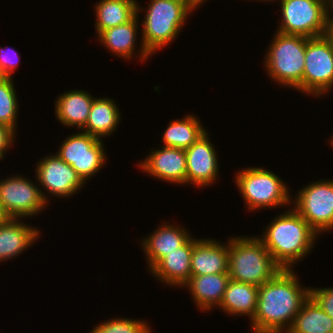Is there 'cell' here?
I'll return each mask as SVG.
<instances>
[{
    "label": "cell",
    "instance_id": "6da1fadb",
    "mask_svg": "<svg viewBox=\"0 0 333 333\" xmlns=\"http://www.w3.org/2000/svg\"><path fill=\"white\" fill-rule=\"evenodd\" d=\"M300 285L294 269H281L259 286L256 312L249 320L252 332L287 333L310 296V287Z\"/></svg>",
    "mask_w": 333,
    "mask_h": 333
},
{
    "label": "cell",
    "instance_id": "7a4b0ae2",
    "mask_svg": "<svg viewBox=\"0 0 333 333\" xmlns=\"http://www.w3.org/2000/svg\"><path fill=\"white\" fill-rule=\"evenodd\" d=\"M259 236L282 269H292L315 247L317 233L292 208L273 218Z\"/></svg>",
    "mask_w": 333,
    "mask_h": 333
},
{
    "label": "cell",
    "instance_id": "3957f363",
    "mask_svg": "<svg viewBox=\"0 0 333 333\" xmlns=\"http://www.w3.org/2000/svg\"><path fill=\"white\" fill-rule=\"evenodd\" d=\"M197 9L189 0H150L142 25L139 59L146 61L177 38L188 15Z\"/></svg>",
    "mask_w": 333,
    "mask_h": 333
},
{
    "label": "cell",
    "instance_id": "277c9868",
    "mask_svg": "<svg viewBox=\"0 0 333 333\" xmlns=\"http://www.w3.org/2000/svg\"><path fill=\"white\" fill-rule=\"evenodd\" d=\"M227 241L231 280L261 286L282 269L258 236L232 237Z\"/></svg>",
    "mask_w": 333,
    "mask_h": 333
},
{
    "label": "cell",
    "instance_id": "5b68a950",
    "mask_svg": "<svg viewBox=\"0 0 333 333\" xmlns=\"http://www.w3.org/2000/svg\"><path fill=\"white\" fill-rule=\"evenodd\" d=\"M264 57L265 71L278 84L303 92L306 41L308 37L278 31Z\"/></svg>",
    "mask_w": 333,
    "mask_h": 333
},
{
    "label": "cell",
    "instance_id": "8992f818",
    "mask_svg": "<svg viewBox=\"0 0 333 333\" xmlns=\"http://www.w3.org/2000/svg\"><path fill=\"white\" fill-rule=\"evenodd\" d=\"M235 177L236 186L250 211L283 207L291 203V198L293 200L286 183L270 170L261 167L243 168Z\"/></svg>",
    "mask_w": 333,
    "mask_h": 333
},
{
    "label": "cell",
    "instance_id": "52a82bcc",
    "mask_svg": "<svg viewBox=\"0 0 333 333\" xmlns=\"http://www.w3.org/2000/svg\"><path fill=\"white\" fill-rule=\"evenodd\" d=\"M280 4L282 20L276 31L308 38L326 34L333 13L330 0H281Z\"/></svg>",
    "mask_w": 333,
    "mask_h": 333
},
{
    "label": "cell",
    "instance_id": "ba28073f",
    "mask_svg": "<svg viewBox=\"0 0 333 333\" xmlns=\"http://www.w3.org/2000/svg\"><path fill=\"white\" fill-rule=\"evenodd\" d=\"M304 187L298 191L292 208L320 236L321 232L333 229V179L315 181Z\"/></svg>",
    "mask_w": 333,
    "mask_h": 333
},
{
    "label": "cell",
    "instance_id": "9c48e42d",
    "mask_svg": "<svg viewBox=\"0 0 333 333\" xmlns=\"http://www.w3.org/2000/svg\"><path fill=\"white\" fill-rule=\"evenodd\" d=\"M46 195L37 184L22 175L0 180V203L9 218L22 219L43 212L49 204Z\"/></svg>",
    "mask_w": 333,
    "mask_h": 333
},
{
    "label": "cell",
    "instance_id": "30bf717a",
    "mask_svg": "<svg viewBox=\"0 0 333 333\" xmlns=\"http://www.w3.org/2000/svg\"><path fill=\"white\" fill-rule=\"evenodd\" d=\"M333 88V46L324 36L306 41L303 93L323 96Z\"/></svg>",
    "mask_w": 333,
    "mask_h": 333
},
{
    "label": "cell",
    "instance_id": "8fae6325",
    "mask_svg": "<svg viewBox=\"0 0 333 333\" xmlns=\"http://www.w3.org/2000/svg\"><path fill=\"white\" fill-rule=\"evenodd\" d=\"M103 144V140L82 131L63 140L56 154L72 166L86 183L106 163L107 155Z\"/></svg>",
    "mask_w": 333,
    "mask_h": 333
},
{
    "label": "cell",
    "instance_id": "7c38bea8",
    "mask_svg": "<svg viewBox=\"0 0 333 333\" xmlns=\"http://www.w3.org/2000/svg\"><path fill=\"white\" fill-rule=\"evenodd\" d=\"M36 165L35 178L39 186L53 197L68 198L82 189L85 182L75 169L63 161L57 154H49Z\"/></svg>",
    "mask_w": 333,
    "mask_h": 333
},
{
    "label": "cell",
    "instance_id": "4fadbf2b",
    "mask_svg": "<svg viewBox=\"0 0 333 333\" xmlns=\"http://www.w3.org/2000/svg\"><path fill=\"white\" fill-rule=\"evenodd\" d=\"M208 132L203 134L189 148L186 153V184L190 183L196 187L212 185L218 177V155L214 144L209 140Z\"/></svg>",
    "mask_w": 333,
    "mask_h": 333
},
{
    "label": "cell",
    "instance_id": "5bb4252c",
    "mask_svg": "<svg viewBox=\"0 0 333 333\" xmlns=\"http://www.w3.org/2000/svg\"><path fill=\"white\" fill-rule=\"evenodd\" d=\"M138 166L142 171L156 179L175 184H186V153L184 149L174 147L158 148L150 151Z\"/></svg>",
    "mask_w": 333,
    "mask_h": 333
},
{
    "label": "cell",
    "instance_id": "9a60e30c",
    "mask_svg": "<svg viewBox=\"0 0 333 333\" xmlns=\"http://www.w3.org/2000/svg\"><path fill=\"white\" fill-rule=\"evenodd\" d=\"M228 243L193 238L191 276L228 273Z\"/></svg>",
    "mask_w": 333,
    "mask_h": 333
},
{
    "label": "cell",
    "instance_id": "2e32d148",
    "mask_svg": "<svg viewBox=\"0 0 333 333\" xmlns=\"http://www.w3.org/2000/svg\"><path fill=\"white\" fill-rule=\"evenodd\" d=\"M193 238L183 246L167 253L149 271L162 283L170 286L183 287L191 276V255Z\"/></svg>",
    "mask_w": 333,
    "mask_h": 333
},
{
    "label": "cell",
    "instance_id": "e0dca14e",
    "mask_svg": "<svg viewBox=\"0 0 333 333\" xmlns=\"http://www.w3.org/2000/svg\"><path fill=\"white\" fill-rule=\"evenodd\" d=\"M147 236L144 237L140 245L143 247L149 269L167 253L175 251L191 238L184 227L169 223H162L159 228Z\"/></svg>",
    "mask_w": 333,
    "mask_h": 333
},
{
    "label": "cell",
    "instance_id": "ac0fdd59",
    "mask_svg": "<svg viewBox=\"0 0 333 333\" xmlns=\"http://www.w3.org/2000/svg\"><path fill=\"white\" fill-rule=\"evenodd\" d=\"M19 220L23 219L10 218L0 225V262L22 254L39 239L41 232L35 226Z\"/></svg>",
    "mask_w": 333,
    "mask_h": 333
},
{
    "label": "cell",
    "instance_id": "d6986e66",
    "mask_svg": "<svg viewBox=\"0 0 333 333\" xmlns=\"http://www.w3.org/2000/svg\"><path fill=\"white\" fill-rule=\"evenodd\" d=\"M229 280L228 273L190 276L183 287L189 289L196 307L205 312L220 305Z\"/></svg>",
    "mask_w": 333,
    "mask_h": 333
},
{
    "label": "cell",
    "instance_id": "ffe728a7",
    "mask_svg": "<svg viewBox=\"0 0 333 333\" xmlns=\"http://www.w3.org/2000/svg\"><path fill=\"white\" fill-rule=\"evenodd\" d=\"M95 97L83 90H70L57 97L55 115L63 126L83 129Z\"/></svg>",
    "mask_w": 333,
    "mask_h": 333
},
{
    "label": "cell",
    "instance_id": "44dd1931",
    "mask_svg": "<svg viewBox=\"0 0 333 333\" xmlns=\"http://www.w3.org/2000/svg\"><path fill=\"white\" fill-rule=\"evenodd\" d=\"M137 4V15L129 22L115 26L110 29L102 30L97 39L112 54L119 56L125 60L131 59L136 54V42L139 26V12L145 8ZM140 10V11H139Z\"/></svg>",
    "mask_w": 333,
    "mask_h": 333
},
{
    "label": "cell",
    "instance_id": "7402d4cb",
    "mask_svg": "<svg viewBox=\"0 0 333 333\" xmlns=\"http://www.w3.org/2000/svg\"><path fill=\"white\" fill-rule=\"evenodd\" d=\"M259 286L229 280L222 301L218 306L229 316H249L253 318L257 308Z\"/></svg>",
    "mask_w": 333,
    "mask_h": 333
},
{
    "label": "cell",
    "instance_id": "603a6c76",
    "mask_svg": "<svg viewBox=\"0 0 333 333\" xmlns=\"http://www.w3.org/2000/svg\"><path fill=\"white\" fill-rule=\"evenodd\" d=\"M111 98H94L92 107L82 129L98 139L105 138L115 132L121 120L120 110Z\"/></svg>",
    "mask_w": 333,
    "mask_h": 333
},
{
    "label": "cell",
    "instance_id": "cb8c5ba5",
    "mask_svg": "<svg viewBox=\"0 0 333 333\" xmlns=\"http://www.w3.org/2000/svg\"><path fill=\"white\" fill-rule=\"evenodd\" d=\"M97 35L105 29L131 21L137 15L136 0H101L95 6Z\"/></svg>",
    "mask_w": 333,
    "mask_h": 333
},
{
    "label": "cell",
    "instance_id": "d4e9b609",
    "mask_svg": "<svg viewBox=\"0 0 333 333\" xmlns=\"http://www.w3.org/2000/svg\"><path fill=\"white\" fill-rule=\"evenodd\" d=\"M196 117L187 114L183 119L170 121L162 137L163 146L185 150L195 143L207 132Z\"/></svg>",
    "mask_w": 333,
    "mask_h": 333
},
{
    "label": "cell",
    "instance_id": "484cf974",
    "mask_svg": "<svg viewBox=\"0 0 333 333\" xmlns=\"http://www.w3.org/2000/svg\"><path fill=\"white\" fill-rule=\"evenodd\" d=\"M287 333H333V319L309 296Z\"/></svg>",
    "mask_w": 333,
    "mask_h": 333
},
{
    "label": "cell",
    "instance_id": "4316f807",
    "mask_svg": "<svg viewBox=\"0 0 333 333\" xmlns=\"http://www.w3.org/2000/svg\"><path fill=\"white\" fill-rule=\"evenodd\" d=\"M18 97L13 78L6 77L0 81V124L16 133L18 113Z\"/></svg>",
    "mask_w": 333,
    "mask_h": 333
},
{
    "label": "cell",
    "instance_id": "83f0119b",
    "mask_svg": "<svg viewBox=\"0 0 333 333\" xmlns=\"http://www.w3.org/2000/svg\"><path fill=\"white\" fill-rule=\"evenodd\" d=\"M146 321L113 318L99 323L89 333H151V326Z\"/></svg>",
    "mask_w": 333,
    "mask_h": 333
},
{
    "label": "cell",
    "instance_id": "f1b7e54d",
    "mask_svg": "<svg viewBox=\"0 0 333 333\" xmlns=\"http://www.w3.org/2000/svg\"><path fill=\"white\" fill-rule=\"evenodd\" d=\"M310 297L333 319V287L310 288Z\"/></svg>",
    "mask_w": 333,
    "mask_h": 333
},
{
    "label": "cell",
    "instance_id": "f546056e",
    "mask_svg": "<svg viewBox=\"0 0 333 333\" xmlns=\"http://www.w3.org/2000/svg\"><path fill=\"white\" fill-rule=\"evenodd\" d=\"M19 57L18 52L14 48L0 47V69L6 77L12 78V73L17 69L19 64Z\"/></svg>",
    "mask_w": 333,
    "mask_h": 333
},
{
    "label": "cell",
    "instance_id": "4dcf8cb0",
    "mask_svg": "<svg viewBox=\"0 0 333 333\" xmlns=\"http://www.w3.org/2000/svg\"><path fill=\"white\" fill-rule=\"evenodd\" d=\"M15 133L5 125L0 124V160L6 155L5 152L14 143Z\"/></svg>",
    "mask_w": 333,
    "mask_h": 333
},
{
    "label": "cell",
    "instance_id": "1f68e13d",
    "mask_svg": "<svg viewBox=\"0 0 333 333\" xmlns=\"http://www.w3.org/2000/svg\"><path fill=\"white\" fill-rule=\"evenodd\" d=\"M332 16V17H331ZM330 16L329 22H328V27L326 29V37L331 41L332 46H333V13Z\"/></svg>",
    "mask_w": 333,
    "mask_h": 333
},
{
    "label": "cell",
    "instance_id": "d6a6232c",
    "mask_svg": "<svg viewBox=\"0 0 333 333\" xmlns=\"http://www.w3.org/2000/svg\"><path fill=\"white\" fill-rule=\"evenodd\" d=\"M10 218L0 203V225L8 221Z\"/></svg>",
    "mask_w": 333,
    "mask_h": 333
},
{
    "label": "cell",
    "instance_id": "836d02e7",
    "mask_svg": "<svg viewBox=\"0 0 333 333\" xmlns=\"http://www.w3.org/2000/svg\"><path fill=\"white\" fill-rule=\"evenodd\" d=\"M196 8L200 7L201 3H204L207 0H189Z\"/></svg>",
    "mask_w": 333,
    "mask_h": 333
},
{
    "label": "cell",
    "instance_id": "e575fe53",
    "mask_svg": "<svg viewBox=\"0 0 333 333\" xmlns=\"http://www.w3.org/2000/svg\"><path fill=\"white\" fill-rule=\"evenodd\" d=\"M5 78L6 76L3 74L2 70L0 69V81H2Z\"/></svg>",
    "mask_w": 333,
    "mask_h": 333
},
{
    "label": "cell",
    "instance_id": "d590c367",
    "mask_svg": "<svg viewBox=\"0 0 333 333\" xmlns=\"http://www.w3.org/2000/svg\"><path fill=\"white\" fill-rule=\"evenodd\" d=\"M258 1H261V2H263V1H264V2H265V1L268 2V1H269V2H270L271 0H258Z\"/></svg>",
    "mask_w": 333,
    "mask_h": 333
}]
</instances>
